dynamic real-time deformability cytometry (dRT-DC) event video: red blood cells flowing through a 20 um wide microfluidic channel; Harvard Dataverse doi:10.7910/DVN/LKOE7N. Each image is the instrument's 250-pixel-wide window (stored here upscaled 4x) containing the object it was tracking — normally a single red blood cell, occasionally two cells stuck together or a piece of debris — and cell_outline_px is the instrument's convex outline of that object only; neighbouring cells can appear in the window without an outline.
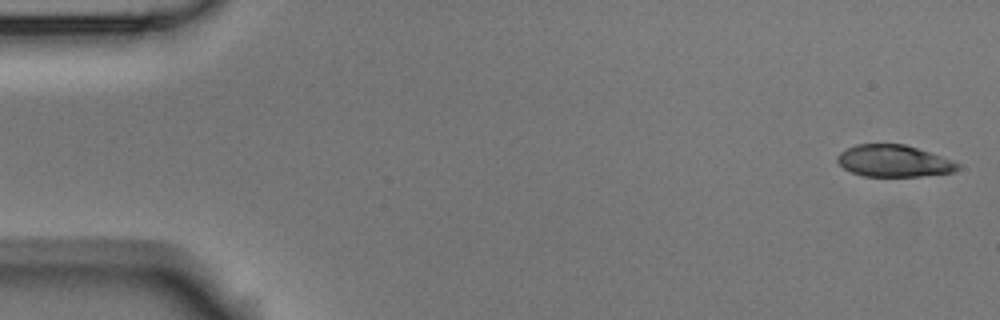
{"species": "Egyptian fruit bat (a non-hibernating species)", "species_latin": "Rousettus aegyptiacus", "temperature_condition": "room temperature", "stored_images_in_passage": 6, "camera_frame_rate_fps": 3000, "um_per_image_px": 0.085, "animal": {"sex": "male"}, "frame": {"image": 1, "passage_image": 1, "time_ms": 0.0, "image_size_px": [1000, 320], "cell_outline_px": [[960, 168], [952, 172], [920, 176], [864, 176], [852, 172], [844, 168], [836, 160], [836, 156], [840, 152], [856, 144], [904, 144], [952, 160], [960, 164]], "centroid_in_image_um": [75.95, 13.68], "position_along_channel_um": 9.1, "area_um2": 22.08}}
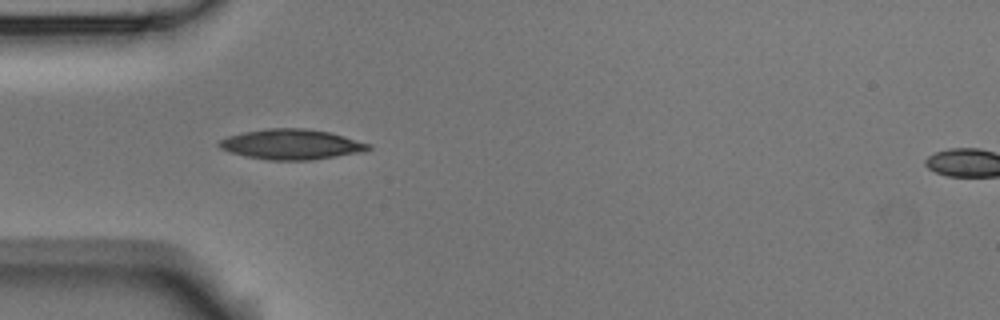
{"frame": {"image": 2, "passage_image": 5, "time_ms": 5.0, "image_size_px": [1000, 320], "cell_outline_px": [[372, 148], [364, 152], [312, 160], [268, 160], [228, 152], [220, 148], [216, 144], [220, 140], [228, 136], [244, 132], [264, 128], [304, 128], [332, 132], [372, 144]], "centroid_in_image_um": [24.81, 12.26], "position_along_channel_um": 60.2, "area_um2": 26.59}}
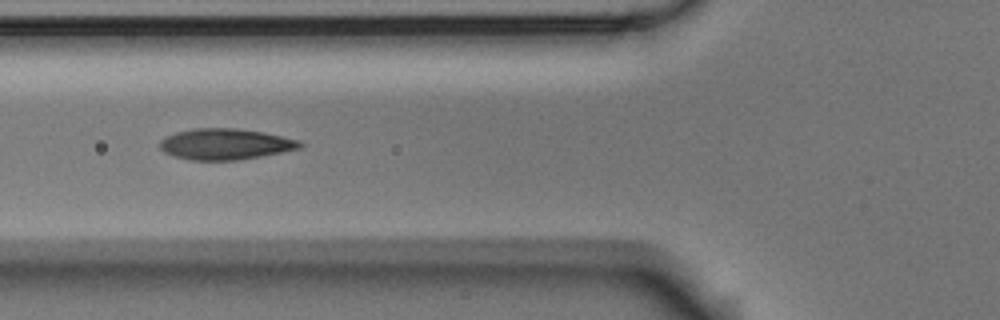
{"frame": {"image": 3, "passage_image": 6, "time_ms": 6.333, "image_size_px": [1000, 320], "cell_outline_px": [[304, 144], [300, 148], [260, 156], [236, 160], [188, 160], [172, 156], [164, 152], [160, 148], [160, 140], [164, 136], [176, 132], [196, 128], [236, 128], [264, 132], [300, 140]], "centroid_in_image_um": [19.12, 12.24], "position_along_channel_um": 106.7, "area_um2": 25.37}}